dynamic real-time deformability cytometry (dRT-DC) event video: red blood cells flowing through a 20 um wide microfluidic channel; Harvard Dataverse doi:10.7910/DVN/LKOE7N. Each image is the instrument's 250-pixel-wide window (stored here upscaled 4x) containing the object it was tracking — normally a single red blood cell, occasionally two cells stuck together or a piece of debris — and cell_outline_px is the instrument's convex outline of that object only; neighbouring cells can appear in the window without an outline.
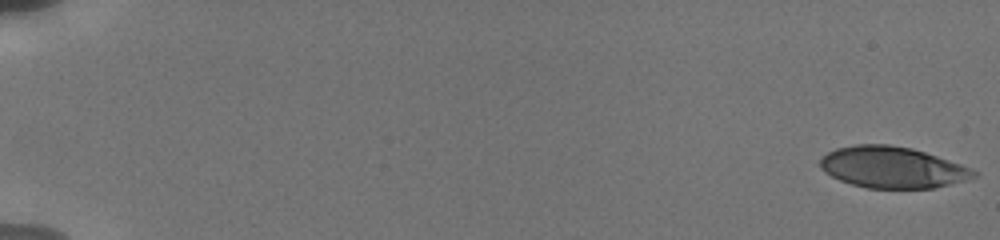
{"species": "human", "species_latin": "Homo sapiens", "temperature_condition": "cold", "stored_images_in_passage": 18, "camera_frame_rate_fps": 3000, "um_per_image_px": 0.085, "donor": {"sex": "male"}, "frame": {"image": 1, "passage_image": 1, "time_ms": 0.0, "image_size_px": [1000, 240], "cell_outline_px": [[980, 172], [976, 176], [964, 180], [932, 188], [868, 188], [852, 184], [840, 180], [824, 172], [820, 168], [820, 160], [828, 152], [836, 148], [856, 144], [888, 144], [912, 148], [972, 168]], "centroid_in_image_um": [75.83, 14.22], "position_along_channel_um": 9.2, "area_um2": 36.76}}